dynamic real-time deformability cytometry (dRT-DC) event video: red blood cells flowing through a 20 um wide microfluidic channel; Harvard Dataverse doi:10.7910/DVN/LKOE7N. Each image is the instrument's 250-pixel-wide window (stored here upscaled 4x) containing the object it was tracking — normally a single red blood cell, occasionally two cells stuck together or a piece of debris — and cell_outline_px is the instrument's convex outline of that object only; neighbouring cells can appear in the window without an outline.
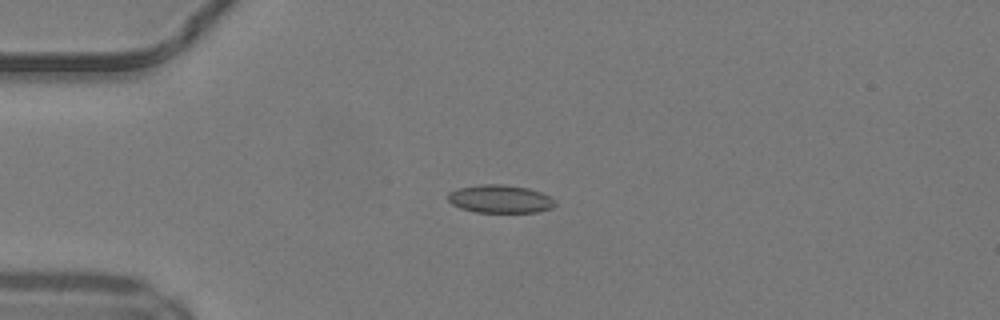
{"species": "common noctule bat (a hibernating species)", "species_latin": "Nyctalus noctula", "temperature_condition": "warm", "stored_images_in_passage": 38, "camera_frame_rate_fps": 3000, "um_per_image_px": 0.085, "animal": {"sex": "male", "body_mass_g": 19.2, "forearm_length_mm": 51.8}, "frame": {"image": 1, "passage_image": 1, "time_ms": 0.0, "image_size_px": [1000, 320], "cell_outline_px": [[556, 204], [552, 208], [536, 212], [476, 212], [460, 208], [452, 204], [448, 200], [448, 192], [460, 188], [480, 184], [504, 184], [528, 188], [540, 192], [556, 200]], "centroid_in_image_um": [42.51, 16.91], "position_along_channel_um": 42.5, "area_um2": 17.51}}
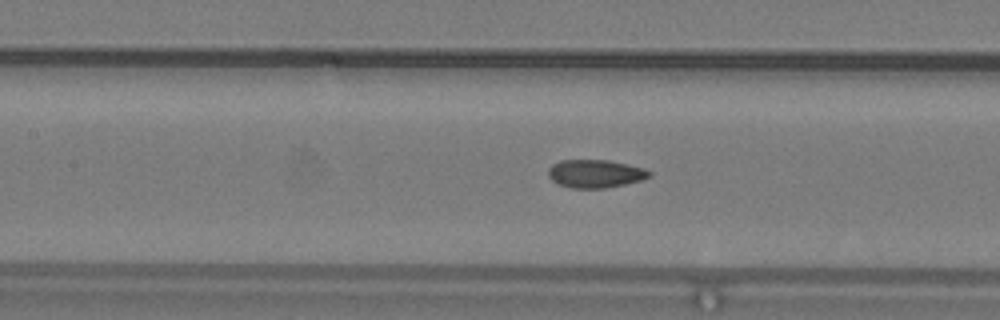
{"frame": {"image": 2, "passage_image": 11, "time_ms": 3.333, "image_size_px": [1000, 320], "cell_outline_px": [[652, 176], [640, 180], [624, 184], [604, 188], [572, 188], [560, 184], [552, 180], [548, 176], [548, 168], [552, 164], [560, 160], [608, 160], [628, 164], [644, 168], [652, 172]], "centroid_in_image_um": [50.6, 14.75], "position_along_channel_um": 156.8, "area_um2": 16.53}}
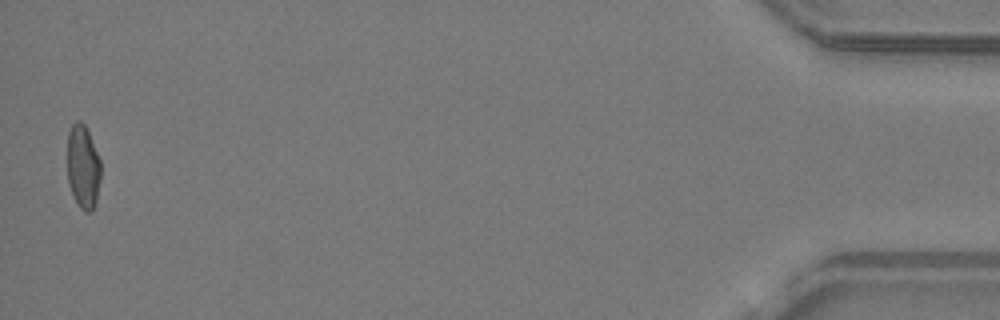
{"frame": {"image": 3, "passage_image": 37, "time_ms": 12.0, "image_size_px": [1000, 320], "cell_outline_px": [[100, 180], [96, 204], [92, 212], [84, 212], [80, 208], [68, 184], [68, 132], [72, 124], [76, 120], [80, 120], [84, 124], [88, 132], [100, 160]], "centroid_in_image_um": [7.06, 14.2], "position_along_channel_um": 428.1, "area_um2": 16.3}, "authors_computed_cell_mechanics": {"area_um2": 16.762, "velocity_mm_per_s": 4.2117, "shape_relaxation_time_tau1_ms": null, "shape_relaxation_time_tau2_ms": 1.4049, "deformation_change_tau1": null, "deformation_change_tau2": 0.0706}}